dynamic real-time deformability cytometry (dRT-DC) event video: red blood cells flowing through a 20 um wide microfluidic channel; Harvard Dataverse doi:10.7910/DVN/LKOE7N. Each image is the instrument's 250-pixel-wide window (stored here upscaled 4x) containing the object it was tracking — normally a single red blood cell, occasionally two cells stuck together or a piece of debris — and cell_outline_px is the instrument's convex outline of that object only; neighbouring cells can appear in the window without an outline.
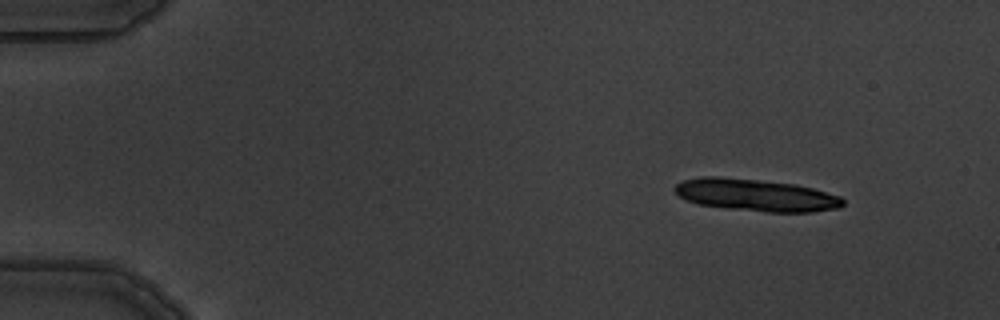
{"species": "common noctule bat (a hibernating species)", "species_latin": "Nyctalus noctula", "temperature_condition": "warm", "stored_images_in_passage": 5, "camera_frame_rate_fps": 3000, "um_per_image_px": 0.085, "animal": {"sex": "male", "body_mass_g": 19.5, "forearm_length_mm": 54.6}, "frame": {"image": 1, "passage_image": 2, "time_ms": 1.0, "image_size_px": [1000, 320], "cell_outline_px": [[844, 204], [840, 208], [812, 212], [768, 212], [732, 208], [700, 204], [688, 200], [680, 196], [676, 192], [676, 184], [684, 180], [700, 176], [720, 176], [796, 184], [812, 188], [840, 196], [844, 200]], "centroid_in_image_um": [64.3, 16.57], "position_along_channel_um": 20.7, "area_um2": 31.21}}